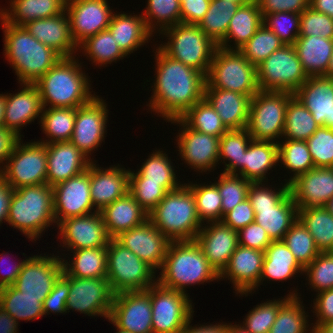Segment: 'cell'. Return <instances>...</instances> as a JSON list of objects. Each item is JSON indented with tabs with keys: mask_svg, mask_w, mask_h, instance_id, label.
I'll list each match as a JSON object with an SVG mask.
<instances>
[{
	"mask_svg": "<svg viewBox=\"0 0 333 333\" xmlns=\"http://www.w3.org/2000/svg\"><path fill=\"white\" fill-rule=\"evenodd\" d=\"M107 2L79 0L65 5L70 21V33L77 46L108 28L114 13Z\"/></svg>",
	"mask_w": 333,
	"mask_h": 333,
	"instance_id": "cell-22",
	"label": "cell"
},
{
	"mask_svg": "<svg viewBox=\"0 0 333 333\" xmlns=\"http://www.w3.org/2000/svg\"><path fill=\"white\" fill-rule=\"evenodd\" d=\"M262 24L263 16L258 3L255 0H251L249 3L239 6L236 10L231 18L225 39L218 46L225 49L239 50ZM232 40L234 41V46L230 44L233 42Z\"/></svg>",
	"mask_w": 333,
	"mask_h": 333,
	"instance_id": "cell-35",
	"label": "cell"
},
{
	"mask_svg": "<svg viewBox=\"0 0 333 333\" xmlns=\"http://www.w3.org/2000/svg\"><path fill=\"white\" fill-rule=\"evenodd\" d=\"M7 223L17 228L30 241L56 223L54 218L53 186L47 183L30 185L14 190L8 211Z\"/></svg>",
	"mask_w": 333,
	"mask_h": 333,
	"instance_id": "cell-5",
	"label": "cell"
},
{
	"mask_svg": "<svg viewBox=\"0 0 333 333\" xmlns=\"http://www.w3.org/2000/svg\"><path fill=\"white\" fill-rule=\"evenodd\" d=\"M264 253L259 285L266 279L267 281H286L297 273H304V268L282 240L272 241Z\"/></svg>",
	"mask_w": 333,
	"mask_h": 333,
	"instance_id": "cell-38",
	"label": "cell"
},
{
	"mask_svg": "<svg viewBox=\"0 0 333 333\" xmlns=\"http://www.w3.org/2000/svg\"><path fill=\"white\" fill-rule=\"evenodd\" d=\"M294 96L310 111L320 127L330 128L333 106V78L308 77Z\"/></svg>",
	"mask_w": 333,
	"mask_h": 333,
	"instance_id": "cell-30",
	"label": "cell"
},
{
	"mask_svg": "<svg viewBox=\"0 0 333 333\" xmlns=\"http://www.w3.org/2000/svg\"><path fill=\"white\" fill-rule=\"evenodd\" d=\"M155 271L115 239L107 246V280L114 294L145 291L157 282Z\"/></svg>",
	"mask_w": 333,
	"mask_h": 333,
	"instance_id": "cell-9",
	"label": "cell"
},
{
	"mask_svg": "<svg viewBox=\"0 0 333 333\" xmlns=\"http://www.w3.org/2000/svg\"><path fill=\"white\" fill-rule=\"evenodd\" d=\"M300 14L278 12L263 16V24L274 32L285 45H294L300 33Z\"/></svg>",
	"mask_w": 333,
	"mask_h": 333,
	"instance_id": "cell-60",
	"label": "cell"
},
{
	"mask_svg": "<svg viewBox=\"0 0 333 333\" xmlns=\"http://www.w3.org/2000/svg\"><path fill=\"white\" fill-rule=\"evenodd\" d=\"M22 90L6 95V107L3 126L21 138V127L33 122L38 117L41 121L42 103L39 90L34 83H21ZM40 115V116H39Z\"/></svg>",
	"mask_w": 333,
	"mask_h": 333,
	"instance_id": "cell-28",
	"label": "cell"
},
{
	"mask_svg": "<svg viewBox=\"0 0 333 333\" xmlns=\"http://www.w3.org/2000/svg\"><path fill=\"white\" fill-rule=\"evenodd\" d=\"M299 296H290L280 307L276 320L268 333H313ZM310 332H307V331Z\"/></svg>",
	"mask_w": 333,
	"mask_h": 333,
	"instance_id": "cell-49",
	"label": "cell"
},
{
	"mask_svg": "<svg viewBox=\"0 0 333 333\" xmlns=\"http://www.w3.org/2000/svg\"><path fill=\"white\" fill-rule=\"evenodd\" d=\"M9 9H0V17L9 24L23 26L26 23L61 14L64 0H10Z\"/></svg>",
	"mask_w": 333,
	"mask_h": 333,
	"instance_id": "cell-36",
	"label": "cell"
},
{
	"mask_svg": "<svg viewBox=\"0 0 333 333\" xmlns=\"http://www.w3.org/2000/svg\"><path fill=\"white\" fill-rule=\"evenodd\" d=\"M285 45L280 38L264 24L255 32L239 51L254 66H258L274 51Z\"/></svg>",
	"mask_w": 333,
	"mask_h": 333,
	"instance_id": "cell-55",
	"label": "cell"
},
{
	"mask_svg": "<svg viewBox=\"0 0 333 333\" xmlns=\"http://www.w3.org/2000/svg\"><path fill=\"white\" fill-rule=\"evenodd\" d=\"M108 320L114 326L131 333H153L149 293L145 290L115 294Z\"/></svg>",
	"mask_w": 333,
	"mask_h": 333,
	"instance_id": "cell-17",
	"label": "cell"
},
{
	"mask_svg": "<svg viewBox=\"0 0 333 333\" xmlns=\"http://www.w3.org/2000/svg\"><path fill=\"white\" fill-rule=\"evenodd\" d=\"M239 6L235 2L211 0L207 13L198 24L199 28L219 45L225 39L231 18Z\"/></svg>",
	"mask_w": 333,
	"mask_h": 333,
	"instance_id": "cell-44",
	"label": "cell"
},
{
	"mask_svg": "<svg viewBox=\"0 0 333 333\" xmlns=\"http://www.w3.org/2000/svg\"><path fill=\"white\" fill-rule=\"evenodd\" d=\"M23 27L39 42L54 49L62 57H73L78 51L70 33V21L65 10L52 17L30 21Z\"/></svg>",
	"mask_w": 333,
	"mask_h": 333,
	"instance_id": "cell-29",
	"label": "cell"
},
{
	"mask_svg": "<svg viewBox=\"0 0 333 333\" xmlns=\"http://www.w3.org/2000/svg\"><path fill=\"white\" fill-rule=\"evenodd\" d=\"M326 77H331L333 78V52L330 58L329 66L327 69V73L325 74Z\"/></svg>",
	"mask_w": 333,
	"mask_h": 333,
	"instance_id": "cell-79",
	"label": "cell"
},
{
	"mask_svg": "<svg viewBox=\"0 0 333 333\" xmlns=\"http://www.w3.org/2000/svg\"><path fill=\"white\" fill-rule=\"evenodd\" d=\"M63 248L67 251L108 246L112 239L100 211L67 218L57 225ZM65 246V247H64Z\"/></svg>",
	"mask_w": 333,
	"mask_h": 333,
	"instance_id": "cell-20",
	"label": "cell"
},
{
	"mask_svg": "<svg viewBox=\"0 0 333 333\" xmlns=\"http://www.w3.org/2000/svg\"><path fill=\"white\" fill-rule=\"evenodd\" d=\"M0 20L4 31V56L15 70L20 84L35 83L62 58L23 26L6 23L1 17Z\"/></svg>",
	"mask_w": 333,
	"mask_h": 333,
	"instance_id": "cell-3",
	"label": "cell"
},
{
	"mask_svg": "<svg viewBox=\"0 0 333 333\" xmlns=\"http://www.w3.org/2000/svg\"><path fill=\"white\" fill-rule=\"evenodd\" d=\"M47 184L54 186L86 170L91 161L71 142L46 144Z\"/></svg>",
	"mask_w": 333,
	"mask_h": 333,
	"instance_id": "cell-27",
	"label": "cell"
},
{
	"mask_svg": "<svg viewBox=\"0 0 333 333\" xmlns=\"http://www.w3.org/2000/svg\"><path fill=\"white\" fill-rule=\"evenodd\" d=\"M228 333H250L243 325L242 323L232 325L231 323H229V331Z\"/></svg>",
	"mask_w": 333,
	"mask_h": 333,
	"instance_id": "cell-78",
	"label": "cell"
},
{
	"mask_svg": "<svg viewBox=\"0 0 333 333\" xmlns=\"http://www.w3.org/2000/svg\"><path fill=\"white\" fill-rule=\"evenodd\" d=\"M218 177V182L214 183L218 186V191L222 197L223 219L226 213L248 197V190L252 182L242 176L223 172Z\"/></svg>",
	"mask_w": 333,
	"mask_h": 333,
	"instance_id": "cell-57",
	"label": "cell"
},
{
	"mask_svg": "<svg viewBox=\"0 0 333 333\" xmlns=\"http://www.w3.org/2000/svg\"><path fill=\"white\" fill-rule=\"evenodd\" d=\"M159 34L168 37L158 46L166 55L207 75L218 45L198 25L180 23Z\"/></svg>",
	"mask_w": 333,
	"mask_h": 333,
	"instance_id": "cell-8",
	"label": "cell"
},
{
	"mask_svg": "<svg viewBox=\"0 0 333 333\" xmlns=\"http://www.w3.org/2000/svg\"><path fill=\"white\" fill-rule=\"evenodd\" d=\"M129 169V192L149 214L165 197L167 190L161 183L146 182L137 172Z\"/></svg>",
	"mask_w": 333,
	"mask_h": 333,
	"instance_id": "cell-58",
	"label": "cell"
},
{
	"mask_svg": "<svg viewBox=\"0 0 333 333\" xmlns=\"http://www.w3.org/2000/svg\"><path fill=\"white\" fill-rule=\"evenodd\" d=\"M310 7L333 19V0H310Z\"/></svg>",
	"mask_w": 333,
	"mask_h": 333,
	"instance_id": "cell-75",
	"label": "cell"
},
{
	"mask_svg": "<svg viewBox=\"0 0 333 333\" xmlns=\"http://www.w3.org/2000/svg\"><path fill=\"white\" fill-rule=\"evenodd\" d=\"M157 282L168 289L186 293V286L219 280L200 246L193 241H171Z\"/></svg>",
	"mask_w": 333,
	"mask_h": 333,
	"instance_id": "cell-4",
	"label": "cell"
},
{
	"mask_svg": "<svg viewBox=\"0 0 333 333\" xmlns=\"http://www.w3.org/2000/svg\"><path fill=\"white\" fill-rule=\"evenodd\" d=\"M107 29L126 56L137 51L146 42L148 43L149 38L153 35L140 14L115 13Z\"/></svg>",
	"mask_w": 333,
	"mask_h": 333,
	"instance_id": "cell-33",
	"label": "cell"
},
{
	"mask_svg": "<svg viewBox=\"0 0 333 333\" xmlns=\"http://www.w3.org/2000/svg\"><path fill=\"white\" fill-rule=\"evenodd\" d=\"M70 291V283L69 281L61 275L56 283L52 291L43 301V312L44 315L51 312L53 313H67L66 301Z\"/></svg>",
	"mask_w": 333,
	"mask_h": 333,
	"instance_id": "cell-64",
	"label": "cell"
},
{
	"mask_svg": "<svg viewBox=\"0 0 333 333\" xmlns=\"http://www.w3.org/2000/svg\"><path fill=\"white\" fill-rule=\"evenodd\" d=\"M41 297L24 296L13 286L0 288V306L17 322L43 317Z\"/></svg>",
	"mask_w": 333,
	"mask_h": 333,
	"instance_id": "cell-45",
	"label": "cell"
},
{
	"mask_svg": "<svg viewBox=\"0 0 333 333\" xmlns=\"http://www.w3.org/2000/svg\"><path fill=\"white\" fill-rule=\"evenodd\" d=\"M282 241L303 268L309 265L320 253L312 235L299 219L285 233Z\"/></svg>",
	"mask_w": 333,
	"mask_h": 333,
	"instance_id": "cell-53",
	"label": "cell"
},
{
	"mask_svg": "<svg viewBox=\"0 0 333 333\" xmlns=\"http://www.w3.org/2000/svg\"><path fill=\"white\" fill-rule=\"evenodd\" d=\"M18 323L0 306V333H18Z\"/></svg>",
	"mask_w": 333,
	"mask_h": 333,
	"instance_id": "cell-74",
	"label": "cell"
},
{
	"mask_svg": "<svg viewBox=\"0 0 333 333\" xmlns=\"http://www.w3.org/2000/svg\"><path fill=\"white\" fill-rule=\"evenodd\" d=\"M205 88L235 91L252 98L260 90L257 66L239 50L217 46L206 75Z\"/></svg>",
	"mask_w": 333,
	"mask_h": 333,
	"instance_id": "cell-7",
	"label": "cell"
},
{
	"mask_svg": "<svg viewBox=\"0 0 333 333\" xmlns=\"http://www.w3.org/2000/svg\"><path fill=\"white\" fill-rule=\"evenodd\" d=\"M180 119L199 133L219 138L229 130L205 98L195 103Z\"/></svg>",
	"mask_w": 333,
	"mask_h": 333,
	"instance_id": "cell-47",
	"label": "cell"
},
{
	"mask_svg": "<svg viewBox=\"0 0 333 333\" xmlns=\"http://www.w3.org/2000/svg\"><path fill=\"white\" fill-rule=\"evenodd\" d=\"M313 302L316 322L311 324H322L333 320V289L317 293Z\"/></svg>",
	"mask_w": 333,
	"mask_h": 333,
	"instance_id": "cell-69",
	"label": "cell"
},
{
	"mask_svg": "<svg viewBox=\"0 0 333 333\" xmlns=\"http://www.w3.org/2000/svg\"><path fill=\"white\" fill-rule=\"evenodd\" d=\"M6 254H8V252L1 254L0 262L3 263V261H5V260H3L4 258H2V257H5V259H6ZM24 262H25V260L23 259V261L21 260L17 264L12 265L13 267H11V269L9 271L8 270H7V272L2 271V273L4 272V274L2 276L0 275V288L13 285V283L16 281L17 277L19 276L20 271L22 270ZM1 270H0V272H1Z\"/></svg>",
	"mask_w": 333,
	"mask_h": 333,
	"instance_id": "cell-73",
	"label": "cell"
},
{
	"mask_svg": "<svg viewBox=\"0 0 333 333\" xmlns=\"http://www.w3.org/2000/svg\"><path fill=\"white\" fill-rule=\"evenodd\" d=\"M76 108H43L40 127L47 140L38 142L49 144L59 141H70L75 125Z\"/></svg>",
	"mask_w": 333,
	"mask_h": 333,
	"instance_id": "cell-43",
	"label": "cell"
},
{
	"mask_svg": "<svg viewBox=\"0 0 333 333\" xmlns=\"http://www.w3.org/2000/svg\"><path fill=\"white\" fill-rule=\"evenodd\" d=\"M298 219L320 252L333 251V215L324 206L298 209Z\"/></svg>",
	"mask_w": 333,
	"mask_h": 333,
	"instance_id": "cell-41",
	"label": "cell"
},
{
	"mask_svg": "<svg viewBox=\"0 0 333 333\" xmlns=\"http://www.w3.org/2000/svg\"><path fill=\"white\" fill-rule=\"evenodd\" d=\"M90 164V196L95 210L101 211L105 206L129 192V170L117 166L107 169Z\"/></svg>",
	"mask_w": 333,
	"mask_h": 333,
	"instance_id": "cell-26",
	"label": "cell"
},
{
	"mask_svg": "<svg viewBox=\"0 0 333 333\" xmlns=\"http://www.w3.org/2000/svg\"><path fill=\"white\" fill-rule=\"evenodd\" d=\"M333 215V197L324 206Z\"/></svg>",
	"mask_w": 333,
	"mask_h": 333,
	"instance_id": "cell-80",
	"label": "cell"
},
{
	"mask_svg": "<svg viewBox=\"0 0 333 333\" xmlns=\"http://www.w3.org/2000/svg\"><path fill=\"white\" fill-rule=\"evenodd\" d=\"M48 256L40 254L26 258L12 286L24 296L41 297L43 302L63 274L61 258L54 254Z\"/></svg>",
	"mask_w": 333,
	"mask_h": 333,
	"instance_id": "cell-15",
	"label": "cell"
},
{
	"mask_svg": "<svg viewBox=\"0 0 333 333\" xmlns=\"http://www.w3.org/2000/svg\"><path fill=\"white\" fill-rule=\"evenodd\" d=\"M289 185L297 209L325 206L333 197V168L314 167Z\"/></svg>",
	"mask_w": 333,
	"mask_h": 333,
	"instance_id": "cell-25",
	"label": "cell"
},
{
	"mask_svg": "<svg viewBox=\"0 0 333 333\" xmlns=\"http://www.w3.org/2000/svg\"><path fill=\"white\" fill-rule=\"evenodd\" d=\"M19 139L13 131L6 129L4 126L0 127V165L3 164L5 166Z\"/></svg>",
	"mask_w": 333,
	"mask_h": 333,
	"instance_id": "cell-70",
	"label": "cell"
},
{
	"mask_svg": "<svg viewBox=\"0 0 333 333\" xmlns=\"http://www.w3.org/2000/svg\"><path fill=\"white\" fill-rule=\"evenodd\" d=\"M252 140L247 128L228 130L220 137L219 161L225 164L223 173L243 177V154Z\"/></svg>",
	"mask_w": 333,
	"mask_h": 333,
	"instance_id": "cell-42",
	"label": "cell"
},
{
	"mask_svg": "<svg viewBox=\"0 0 333 333\" xmlns=\"http://www.w3.org/2000/svg\"><path fill=\"white\" fill-rule=\"evenodd\" d=\"M78 49L83 50V54L85 53L92 63L100 67L126 57L108 29L89 37L78 46Z\"/></svg>",
	"mask_w": 333,
	"mask_h": 333,
	"instance_id": "cell-52",
	"label": "cell"
},
{
	"mask_svg": "<svg viewBox=\"0 0 333 333\" xmlns=\"http://www.w3.org/2000/svg\"><path fill=\"white\" fill-rule=\"evenodd\" d=\"M148 219L170 241H193L203 226L187 183L168 191Z\"/></svg>",
	"mask_w": 333,
	"mask_h": 333,
	"instance_id": "cell-6",
	"label": "cell"
},
{
	"mask_svg": "<svg viewBox=\"0 0 333 333\" xmlns=\"http://www.w3.org/2000/svg\"><path fill=\"white\" fill-rule=\"evenodd\" d=\"M262 16L278 12L301 14L310 6V0H255Z\"/></svg>",
	"mask_w": 333,
	"mask_h": 333,
	"instance_id": "cell-67",
	"label": "cell"
},
{
	"mask_svg": "<svg viewBox=\"0 0 333 333\" xmlns=\"http://www.w3.org/2000/svg\"><path fill=\"white\" fill-rule=\"evenodd\" d=\"M264 183L252 182L249 187L247 198L253 209L273 208L290 192V185L286 182L284 185L282 184V188H279L278 191Z\"/></svg>",
	"mask_w": 333,
	"mask_h": 333,
	"instance_id": "cell-63",
	"label": "cell"
},
{
	"mask_svg": "<svg viewBox=\"0 0 333 333\" xmlns=\"http://www.w3.org/2000/svg\"><path fill=\"white\" fill-rule=\"evenodd\" d=\"M70 283L66 301L67 312L77 311L88 316L108 319L111 313L114 293L107 278H78L62 274Z\"/></svg>",
	"mask_w": 333,
	"mask_h": 333,
	"instance_id": "cell-14",
	"label": "cell"
},
{
	"mask_svg": "<svg viewBox=\"0 0 333 333\" xmlns=\"http://www.w3.org/2000/svg\"><path fill=\"white\" fill-rule=\"evenodd\" d=\"M155 51L157 75L154 77L153 94L147 106L166 121L181 118L204 98L206 75L174 60L159 47Z\"/></svg>",
	"mask_w": 333,
	"mask_h": 333,
	"instance_id": "cell-1",
	"label": "cell"
},
{
	"mask_svg": "<svg viewBox=\"0 0 333 333\" xmlns=\"http://www.w3.org/2000/svg\"><path fill=\"white\" fill-rule=\"evenodd\" d=\"M239 245L264 252L271 244L267 232L255 221L238 231Z\"/></svg>",
	"mask_w": 333,
	"mask_h": 333,
	"instance_id": "cell-65",
	"label": "cell"
},
{
	"mask_svg": "<svg viewBox=\"0 0 333 333\" xmlns=\"http://www.w3.org/2000/svg\"><path fill=\"white\" fill-rule=\"evenodd\" d=\"M290 296H299L297 290L289 292L287 297H282V300L280 298L277 300L273 299V301L269 300L255 306L248 312L242 325L250 333H268L276 320L281 305Z\"/></svg>",
	"mask_w": 333,
	"mask_h": 333,
	"instance_id": "cell-56",
	"label": "cell"
},
{
	"mask_svg": "<svg viewBox=\"0 0 333 333\" xmlns=\"http://www.w3.org/2000/svg\"><path fill=\"white\" fill-rule=\"evenodd\" d=\"M204 98L229 130L247 128L250 96L224 89L205 88Z\"/></svg>",
	"mask_w": 333,
	"mask_h": 333,
	"instance_id": "cell-31",
	"label": "cell"
},
{
	"mask_svg": "<svg viewBox=\"0 0 333 333\" xmlns=\"http://www.w3.org/2000/svg\"><path fill=\"white\" fill-rule=\"evenodd\" d=\"M171 124H179L181 131L177 135V145L181 160H185L194 171L211 172L219 164L220 138L199 133L189 128L180 118L173 119Z\"/></svg>",
	"mask_w": 333,
	"mask_h": 333,
	"instance_id": "cell-19",
	"label": "cell"
},
{
	"mask_svg": "<svg viewBox=\"0 0 333 333\" xmlns=\"http://www.w3.org/2000/svg\"><path fill=\"white\" fill-rule=\"evenodd\" d=\"M195 197L196 210L199 219L204 222L222 221V197L218 186L212 184H187ZM205 220V221H204Z\"/></svg>",
	"mask_w": 333,
	"mask_h": 333,
	"instance_id": "cell-54",
	"label": "cell"
},
{
	"mask_svg": "<svg viewBox=\"0 0 333 333\" xmlns=\"http://www.w3.org/2000/svg\"><path fill=\"white\" fill-rule=\"evenodd\" d=\"M77 60L75 56L62 57L34 83L43 108H78L96 96L91 94V81Z\"/></svg>",
	"mask_w": 333,
	"mask_h": 333,
	"instance_id": "cell-2",
	"label": "cell"
},
{
	"mask_svg": "<svg viewBox=\"0 0 333 333\" xmlns=\"http://www.w3.org/2000/svg\"><path fill=\"white\" fill-rule=\"evenodd\" d=\"M299 36H321L333 39V19L310 6L300 14Z\"/></svg>",
	"mask_w": 333,
	"mask_h": 333,
	"instance_id": "cell-62",
	"label": "cell"
},
{
	"mask_svg": "<svg viewBox=\"0 0 333 333\" xmlns=\"http://www.w3.org/2000/svg\"><path fill=\"white\" fill-rule=\"evenodd\" d=\"M13 193L14 189L0 175V226L3 223V220L4 222H7L10 201Z\"/></svg>",
	"mask_w": 333,
	"mask_h": 333,
	"instance_id": "cell-72",
	"label": "cell"
},
{
	"mask_svg": "<svg viewBox=\"0 0 333 333\" xmlns=\"http://www.w3.org/2000/svg\"><path fill=\"white\" fill-rule=\"evenodd\" d=\"M308 285L316 292L333 289V251L320 252L319 255L304 268Z\"/></svg>",
	"mask_w": 333,
	"mask_h": 333,
	"instance_id": "cell-59",
	"label": "cell"
},
{
	"mask_svg": "<svg viewBox=\"0 0 333 333\" xmlns=\"http://www.w3.org/2000/svg\"><path fill=\"white\" fill-rule=\"evenodd\" d=\"M255 220L253 207L246 198L223 216L222 222L235 231L246 227Z\"/></svg>",
	"mask_w": 333,
	"mask_h": 333,
	"instance_id": "cell-66",
	"label": "cell"
},
{
	"mask_svg": "<svg viewBox=\"0 0 333 333\" xmlns=\"http://www.w3.org/2000/svg\"><path fill=\"white\" fill-rule=\"evenodd\" d=\"M306 142L315 167H333V129L319 127Z\"/></svg>",
	"mask_w": 333,
	"mask_h": 333,
	"instance_id": "cell-61",
	"label": "cell"
},
{
	"mask_svg": "<svg viewBox=\"0 0 333 333\" xmlns=\"http://www.w3.org/2000/svg\"><path fill=\"white\" fill-rule=\"evenodd\" d=\"M123 247L131 250L155 272L161 269L170 244L149 219L114 238Z\"/></svg>",
	"mask_w": 333,
	"mask_h": 333,
	"instance_id": "cell-21",
	"label": "cell"
},
{
	"mask_svg": "<svg viewBox=\"0 0 333 333\" xmlns=\"http://www.w3.org/2000/svg\"><path fill=\"white\" fill-rule=\"evenodd\" d=\"M289 92L258 91L250 102L247 130L253 140L279 143L282 138Z\"/></svg>",
	"mask_w": 333,
	"mask_h": 333,
	"instance_id": "cell-10",
	"label": "cell"
},
{
	"mask_svg": "<svg viewBox=\"0 0 333 333\" xmlns=\"http://www.w3.org/2000/svg\"><path fill=\"white\" fill-rule=\"evenodd\" d=\"M5 107H6V95L0 94V127H3Z\"/></svg>",
	"mask_w": 333,
	"mask_h": 333,
	"instance_id": "cell-77",
	"label": "cell"
},
{
	"mask_svg": "<svg viewBox=\"0 0 333 333\" xmlns=\"http://www.w3.org/2000/svg\"><path fill=\"white\" fill-rule=\"evenodd\" d=\"M278 163L277 143L252 140L243 154V178L251 182H268L266 173Z\"/></svg>",
	"mask_w": 333,
	"mask_h": 333,
	"instance_id": "cell-39",
	"label": "cell"
},
{
	"mask_svg": "<svg viewBox=\"0 0 333 333\" xmlns=\"http://www.w3.org/2000/svg\"><path fill=\"white\" fill-rule=\"evenodd\" d=\"M21 141L20 138L15 144L6 165L0 166V175L14 190L47 183L46 144Z\"/></svg>",
	"mask_w": 333,
	"mask_h": 333,
	"instance_id": "cell-12",
	"label": "cell"
},
{
	"mask_svg": "<svg viewBox=\"0 0 333 333\" xmlns=\"http://www.w3.org/2000/svg\"><path fill=\"white\" fill-rule=\"evenodd\" d=\"M108 112L106 102L97 95L89 103L76 108L75 125L70 141L91 162L93 160L89 155L104 141Z\"/></svg>",
	"mask_w": 333,
	"mask_h": 333,
	"instance_id": "cell-16",
	"label": "cell"
},
{
	"mask_svg": "<svg viewBox=\"0 0 333 333\" xmlns=\"http://www.w3.org/2000/svg\"><path fill=\"white\" fill-rule=\"evenodd\" d=\"M174 170L175 168L171 159H168V155L163 151L155 150L150 154L147 161L145 160L137 173L146 182L161 183L167 191H172L182 185L179 183L180 181H178Z\"/></svg>",
	"mask_w": 333,
	"mask_h": 333,
	"instance_id": "cell-50",
	"label": "cell"
},
{
	"mask_svg": "<svg viewBox=\"0 0 333 333\" xmlns=\"http://www.w3.org/2000/svg\"><path fill=\"white\" fill-rule=\"evenodd\" d=\"M265 253L251 248L238 246L219 280L228 278L233 283L236 294L248 295L259 286Z\"/></svg>",
	"mask_w": 333,
	"mask_h": 333,
	"instance_id": "cell-24",
	"label": "cell"
},
{
	"mask_svg": "<svg viewBox=\"0 0 333 333\" xmlns=\"http://www.w3.org/2000/svg\"><path fill=\"white\" fill-rule=\"evenodd\" d=\"M53 204L55 225L67 218L97 211L90 196V165L83 172L53 186Z\"/></svg>",
	"mask_w": 333,
	"mask_h": 333,
	"instance_id": "cell-18",
	"label": "cell"
},
{
	"mask_svg": "<svg viewBox=\"0 0 333 333\" xmlns=\"http://www.w3.org/2000/svg\"><path fill=\"white\" fill-rule=\"evenodd\" d=\"M281 142V143H280ZM278 143V159L293 176L285 181L290 184L298 176L313 169L314 163L306 141L284 139Z\"/></svg>",
	"mask_w": 333,
	"mask_h": 333,
	"instance_id": "cell-48",
	"label": "cell"
},
{
	"mask_svg": "<svg viewBox=\"0 0 333 333\" xmlns=\"http://www.w3.org/2000/svg\"><path fill=\"white\" fill-rule=\"evenodd\" d=\"M319 127L310 111L293 96L287 103L283 139L306 141Z\"/></svg>",
	"mask_w": 333,
	"mask_h": 333,
	"instance_id": "cell-46",
	"label": "cell"
},
{
	"mask_svg": "<svg viewBox=\"0 0 333 333\" xmlns=\"http://www.w3.org/2000/svg\"><path fill=\"white\" fill-rule=\"evenodd\" d=\"M193 320V315L188 319L186 325L180 331V333H228L229 324L227 323H216L210 325H197L192 327L191 321ZM191 324V325H190Z\"/></svg>",
	"mask_w": 333,
	"mask_h": 333,
	"instance_id": "cell-71",
	"label": "cell"
},
{
	"mask_svg": "<svg viewBox=\"0 0 333 333\" xmlns=\"http://www.w3.org/2000/svg\"><path fill=\"white\" fill-rule=\"evenodd\" d=\"M147 3L145 12L141 15L152 34H155L157 29V33H161L181 23L180 0H147Z\"/></svg>",
	"mask_w": 333,
	"mask_h": 333,
	"instance_id": "cell-51",
	"label": "cell"
},
{
	"mask_svg": "<svg viewBox=\"0 0 333 333\" xmlns=\"http://www.w3.org/2000/svg\"><path fill=\"white\" fill-rule=\"evenodd\" d=\"M206 224H210L209 226ZM203 224L195 241L200 246L210 266L218 275L228 265L230 257L239 246L238 231L231 229L222 221Z\"/></svg>",
	"mask_w": 333,
	"mask_h": 333,
	"instance_id": "cell-23",
	"label": "cell"
},
{
	"mask_svg": "<svg viewBox=\"0 0 333 333\" xmlns=\"http://www.w3.org/2000/svg\"><path fill=\"white\" fill-rule=\"evenodd\" d=\"M260 91L294 94L308 79L294 45H283L257 66Z\"/></svg>",
	"mask_w": 333,
	"mask_h": 333,
	"instance_id": "cell-11",
	"label": "cell"
},
{
	"mask_svg": "<svg viewBox=\"0 0 333 333\" xmlns=\"http://www.w3.org/2000/svg\"><path fill=\"white\" fill-rule=\"evenodd\" d=\"M294 47L308 77L325 76L333 52V39L299 36Z\"/></svg>",
	"mask_w": 333,
	"mask_h": 333,
	"instance_id": "cell-34",
	"label": "cell"
},
{
	"mask_svg": "<svg viewBox=\"0 0 333 333\" xmlns=\"http://www.w3.org/2000/svg\"><path fill=\"white\" fill-rule=\"evenodd\" d=\"M253 210L254 221L263 227L271 241L282 240L298 219V209L290 192L273 208Z\"/></svg>",
	"mask_w": 333,
	"mask_h": 333,
	"instance_id": "cell-37",
	"label": "cell"
},
{
	"mask_svg": "<svg viewBox=\"0 0 333 333\" xmlns=\"http://www.w3.org/2000/svg\"><path fill=\"white\" fill-rule=\"evenodd\" d=\"M211 0H180L181 23L198 25L209 9Z\"/></svg>",
	"mask_w": 333,
	"mask_h": 333,
	"instance_id": "cell-68",
	"label": "cell"
},
{
	"mask_svg": "<svg viewBox=\"0 0 333 333\" xmlns=\"http://www.w3.org/2000/svg\"><path fill=\"white\" fill-rule=\"evenodd\" d=\"M146 291L151 299L153 333H180L194 314L188 294L165 288L158 282Z\"/></svg>",
	"mask_w": 333,
	"mask_h": 333,
	"instance_id": "cell-13",
	"label": "cell"
},
{
	"mask_svg": "<svg viewBox=\"0 0 333 333\" xmlns=\"http://www.w3.org/2000/svg\"><path fill=\"white\" fill-rule=\"evenodd\" d=\"M313 333H333V320L322 324H312Z\"/></svg>",
	"mask_w": 333,
	"mask_h": 333,
	"instance_id": "cell-76",
	"label": "cell"
},
{
	"mask_svg": "<svg viewBox=\"0 0 333 333\" xmlns=\"http://www.w3.org/2000/svg\"><path fill=\"white\" fill-rule=\"evenodd\" d=\"M100 213L112 239L148 219V213L139 205L130 192L105 206Z\"/></svg>",
	"mask_w": 333,
	"mask_h": 333,
	"instance_id": "cell-32",
	"label": "cell"
},
{
	"mask_svg": "<svg viewBox=\"0 0 333 333\" xmlns=\"http://www.w3.org/2000/svg\"><path fill=\"white\" fill-rule=\"evenodd\" d=\"M71 253H73L72 263L69 259L61 258L63 271L68 276L84 279L107 277V246L72 250Z\"/></svg>",
	"mask_w": 333,
	"mask_h": 333,
	"instance_id": "cell-40",
	"label": "cell"
}]
</instances>
